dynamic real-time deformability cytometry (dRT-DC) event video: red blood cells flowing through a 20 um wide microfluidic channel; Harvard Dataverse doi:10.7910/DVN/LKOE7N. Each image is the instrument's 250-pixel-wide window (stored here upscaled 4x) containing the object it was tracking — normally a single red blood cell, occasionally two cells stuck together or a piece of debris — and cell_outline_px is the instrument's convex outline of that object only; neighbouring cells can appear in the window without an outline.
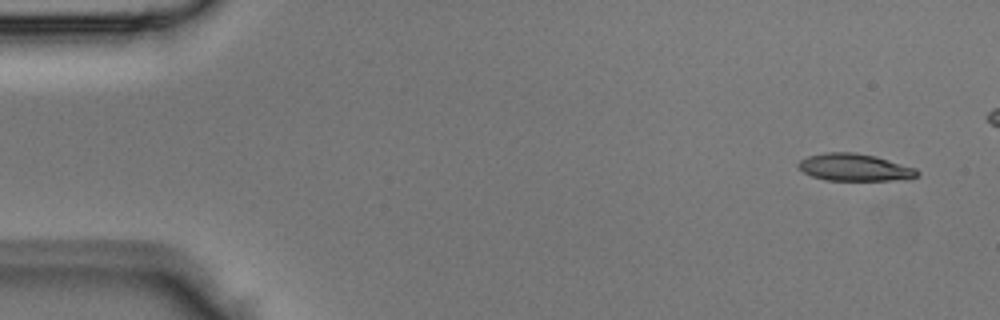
{"species": "Egyptian fruit bat (a non-hibernating species)", "species_latin": "Rousettus aegyptiacus", "temperature_condition": "room temperature", "stored_images_in_passage": 5, "camera_frame_rate_fps": 3000, "um_per_image_px": 0.085, "animal": {"sex": "male"}, "frame": {"image": 1, "passage_image": 1, "time_ms": 0.0, "image_size_px": [1000, 320], "cell_outline_px": [[920, 172], [916, 176], [892, 180], [828, 180], [812, 176], [804, 172], [796, 164], [800, 160], [808, 156], [828, 152], [852, 152], [876, 156], [916, 168]], "centroid_in_image_um": [72.62, 14.21], "position_along_channel_um": 12.4, "area_um2": 18.61}}
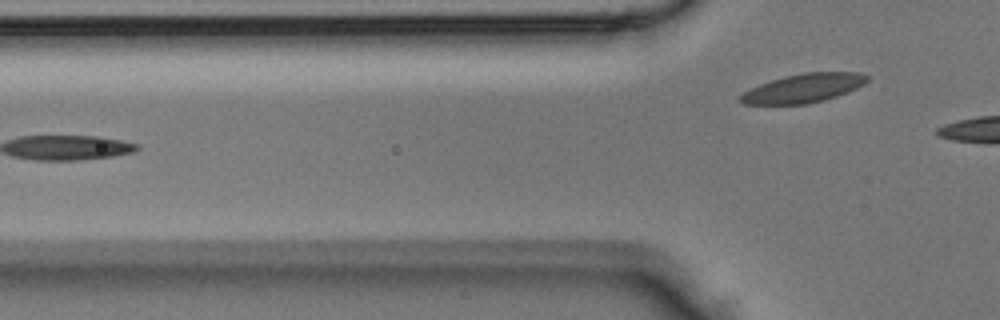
{"frame": {"image": 2, "passage_image": 5, "time_ms": 1.333, "image_size_px": [1000, 320], "cell_outline_px": [[868, 80], [864, 84], [856, 88], [836, 96], [824, 100], [804, 104], [744, 104], [740, 100], [740, 96], [744, 92], [760, 84], [784, 76], [804, 72], [860, 72], [868, 76]], "centroid_in_image_um": [68.32, 7.48], "position_along_channel_um": 57.5, "area_um2": 21.04}}